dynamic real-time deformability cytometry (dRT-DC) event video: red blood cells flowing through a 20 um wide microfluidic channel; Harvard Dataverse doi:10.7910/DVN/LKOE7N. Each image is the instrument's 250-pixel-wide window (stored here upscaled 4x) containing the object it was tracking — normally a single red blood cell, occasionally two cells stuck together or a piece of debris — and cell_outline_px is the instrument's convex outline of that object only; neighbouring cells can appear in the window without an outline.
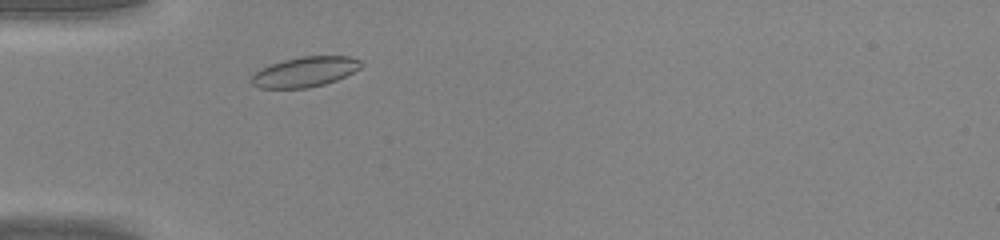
{"species": "common noctule bat (a hibernating species)", "species_latin": "Nyctalus noctula", "temperature_condition": "warm", "stored_images_in_passage": 29, "camera_frame_rate_fps": 3000, "um_per_image_px": 0.085, "animal": {"sex": "male", "body_mass_g": 20.0, "forearm_length_mm": 53.3}, "frame": {"image": 1, "passage_image": 4, "time_ms": 1.0, "image_size_px": [1000, 240], "cell_outline_px": [[364, 64], [360, 68], [336, 80], [324, 84], [308, 88], [260, 88], [252, 84], [252, 76], [260, 68], [284, 60], [304, 56], [348, 56], [364, 60]], "centroid_in_image_um": [25.96, 6.1], "position_along_channel_um": 59.0, "area_um2": 19.13}}
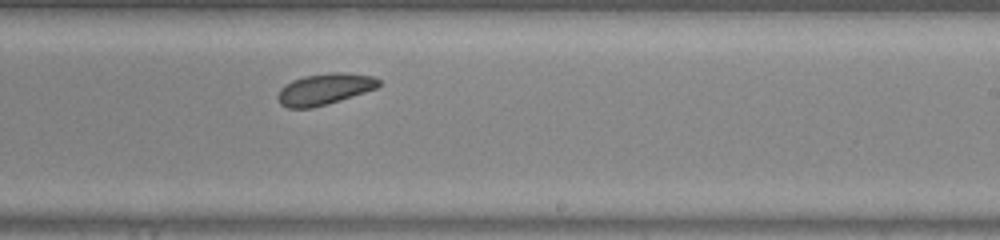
{"frame": {"image": 2, "passage_image": 18, "time_ms": 5.667, "image_size_px": [1000, 240], "cell_outline_px": [[380, 84], [376, 88], [328, 104], [312, 108], [288, 108], [280, 104], [276, 96], [280, 88], [284, 84], [292, 80], [304, 76], [332, 72], [344, 72], [372, 76], [380, 80]], "centroid_in_image_um": [27.54, 7.57], "position_along_channel_um": 261.5, "area_um2": 18.44}}
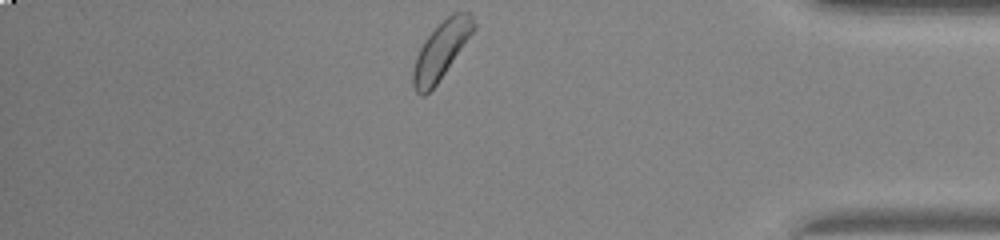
{"frame": {"image": 3, "passage_image": 29, "time_ms": 9.333, "image_size_px": [1000, 240], "cell_outline_px": [[476, 28], [436, 84], [424, 96], [420, 96], [416, 92], [412, 84], [412, 72], [416, 56], [424, 40], [452, 12], [468, 12], [472, 16], [476, 24]], "centroid_in_image_um": [37.48, 4.29], "position_along_channel_um": 397.7, "area_um2": 19.77}}